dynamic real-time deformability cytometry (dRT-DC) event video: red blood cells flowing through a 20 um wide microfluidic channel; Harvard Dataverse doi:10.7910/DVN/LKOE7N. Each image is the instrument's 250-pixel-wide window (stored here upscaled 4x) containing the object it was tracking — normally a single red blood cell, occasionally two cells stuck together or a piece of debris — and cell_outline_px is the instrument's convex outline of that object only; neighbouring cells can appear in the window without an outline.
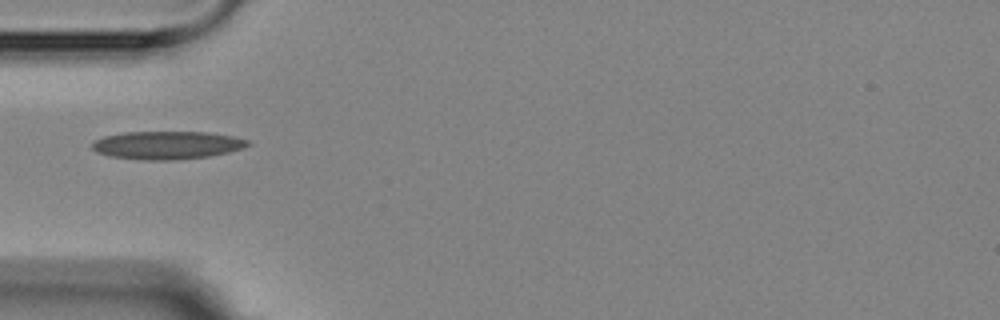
{"species": "Egyptian fruit bat (a non-hibernating species)", "species_latin": "Rousettus aegyptiacus", "temperature_condition": "room temperature", "stored_images_in_passage": 2, "camera_frame_rate_fps": 3000, "um_per_image_px": 0.085, "animal": {"sex": "female"}, "frame": {"image": 1, "passage_image": 1, "time_ms": 0.0, "image_size_px": [1000, 320], "cell_outline_px": [[252, 144], [228, 152], [208, 156], [172, 160], [144, 160], [108, 156], [96, 152], [92, 148], [92, 144], [96, 140], [104, 136], [124, 132], [208, 132], [232, 136], [248, 140]], "centroid_in_image_um": [14.17, 12.33], "position_along_channel_um": 70.8, "area_um2": 25.32}}
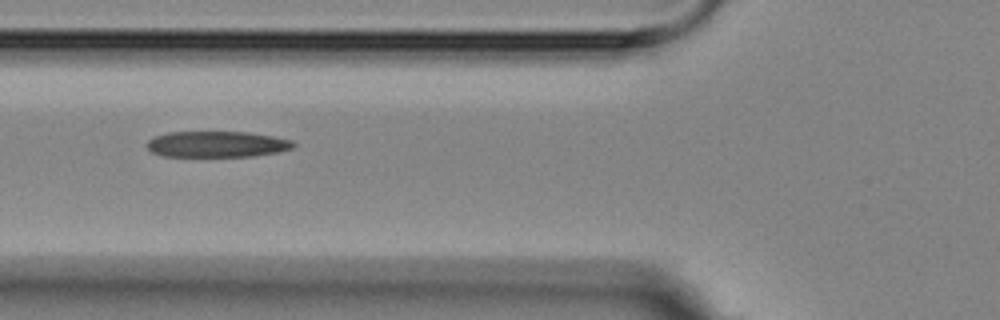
{"frame": {"image": 2, "passage_image": 2, "time_ms": 1.0, "image_size_px": [1000, 320], "cell_outline_px": [[296, 144], [292, 148], [276, 152], [252, 156], [164, 156], [152, 152], [144, 144], [152, 136], [168, 132], [248, 132], [272, 136], [292, 140]], "centroid_in_image_um": [18.39, 12.25], "position_along_channel_um": 107.4, "area_um2": 22.2}}